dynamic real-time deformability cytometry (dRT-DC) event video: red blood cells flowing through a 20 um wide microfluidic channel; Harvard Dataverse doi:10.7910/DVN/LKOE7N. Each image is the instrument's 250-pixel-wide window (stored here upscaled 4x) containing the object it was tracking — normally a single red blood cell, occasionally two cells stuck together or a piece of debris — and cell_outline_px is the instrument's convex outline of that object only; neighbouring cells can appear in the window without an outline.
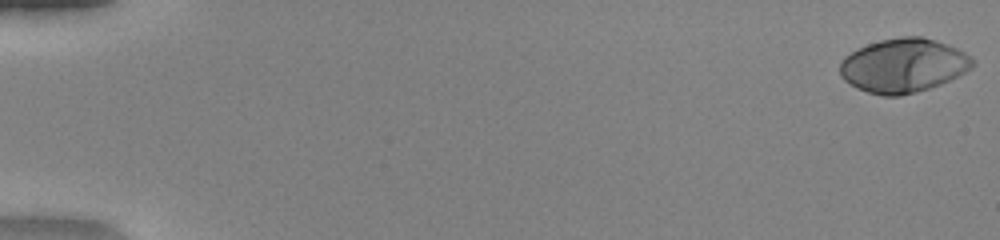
{"species": "human", "species_latin": "Homo sapiens", "temperature_condition": "warm", "stored_images_in_passage": 51, "camera_frame_rate_fps": 3000, "um_per_image_px": 0.085, "donor": {"sex": "female"}, "frame": {"image": 1, "passage_image": 1, "time_ms": 0.0, "image_size_px": [1000, 240], "cell_outline_px": [[976, 64], [972, 68], [940, 84], [916, 92], [900, 96], [884, 96], [868, 92], [856, 88], [844, 80], [840, 76], [840, 60], [844, 56], [868, 44], [880, 40], [900, 36], [920, 36], [936, 40], [948, 44], [964, 52], [976, 60]], "centroid_in_image_um": [76.78, 5.56], "position_along_channel_um": 8.2, "area_um2": 41.79}}
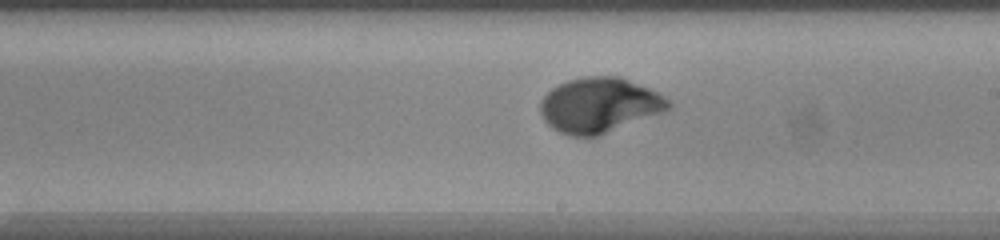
{"frame": {"image": 2, "passage_image": 31, "time_ms": 10.0, "image_size_px": [1000, 240], "cell_outline_px": [[672, 108], [664, 112], [600, 136], [572, 136], [560, 132], [552, 128], [544, 120], [540, 112], [540, 100], [552, 88], [568, 80], [584, 76], [620, 76], [648, 88], [664, 96], [672, 104]], "centroid_in_image_um": [50.96, 8.95], "position_along_channel_um": 238.0, "area_um2": 41.21}}
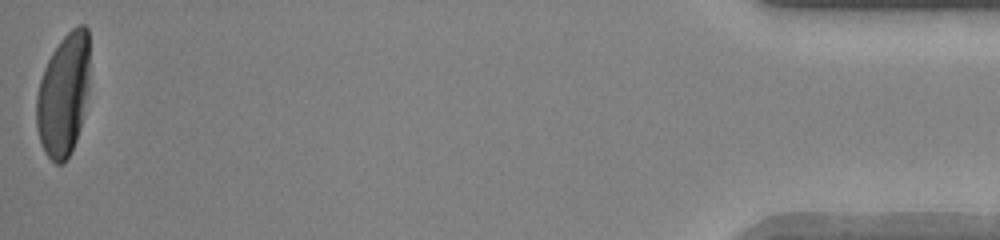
{"frame": {"image": 3, "passage_image": 51, "time_ms": 16.667, "image_size_px": [1000, 240], "cell_outline_px": [[88, 92], [80, 128], [76, 140], [64, 164], [56, 164], [44, 152], [36, 128], [36, 96], [40, 80], [44, 68], [52, 52], [60, 40], [76, 24], [84, 24], [88, 28]], "centroid_in_image_um": [5.38, 8.04], "position_along_channel_um": 429.8, "area_um2": 38.03}, "authors_computed_cell_mechanics": {"area_um2": 40.4022, "velocity_mm_per_s": 4.1362, "shape_relaxation_time_tau1_ms": 2.5987, "shape_relaxation_time_tau2_ms": null, "deformation_change_tau1": 0.2175, "deformation_change_tau2": null}}